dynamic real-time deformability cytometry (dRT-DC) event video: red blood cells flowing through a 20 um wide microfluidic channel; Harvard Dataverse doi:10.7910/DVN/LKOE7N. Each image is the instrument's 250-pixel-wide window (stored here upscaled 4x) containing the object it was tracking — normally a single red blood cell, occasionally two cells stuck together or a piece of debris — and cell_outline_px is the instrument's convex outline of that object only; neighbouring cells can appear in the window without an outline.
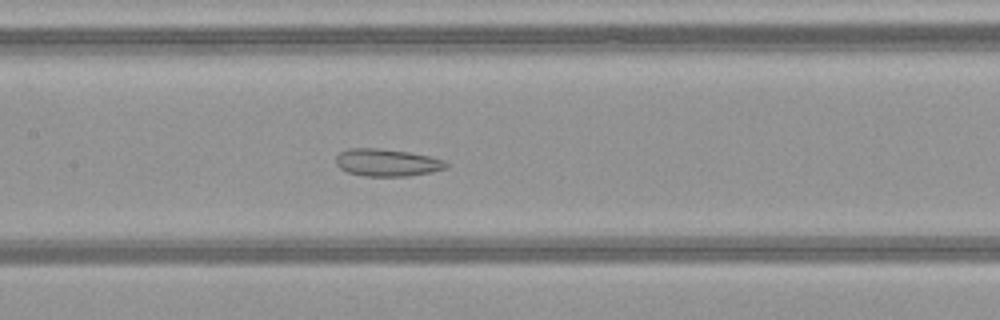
{"species": "common noctule bat (a hibernating species)", "species_latin": "Nyctalus noctula", "temperature_condition": "warm", "stored_images_in_passage": 52, "camera_frame_rate_fps": 3000, "um_per_image_px": 0.085, "animal": {"sex": "female", "body_mass_g": 21.9}, "frame": {"image": 1, "passage_image": 26, "time_ms": 8.333, "image_size_px": [1000, 320], "cell_outline_px": [[448, 168], [408, 176], [364, 176], [348, 172], [340, 168], [336, 164], [336, 156], [340, 152], [348, 148], [380, 148], [408, 152], [428, 156], [444, 160], [448, 164]], "centroid_in_image_um": [32.87, 13.81], "position_along_channel_um": 174.5, "area_um2": 17.51}}
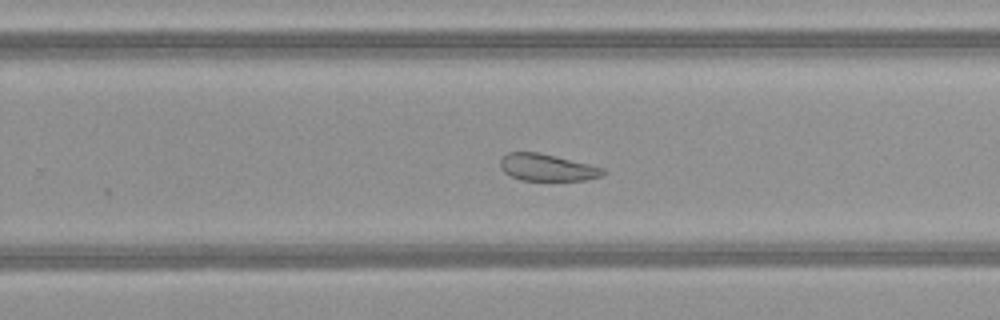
{"frame": {"image": 2, "passage_image": 34, "time_ms": 11.0, "image_size_px": [1000, 320], "cell_outline_px": [[604, 172], [600, 176], [588, 180], [520, 180], [504, 172], [500, 168], [500, 160], [508, 152], [540, 152], [604, 168]], "centroid_in_image_um": [46.47, 14.23], "position_along_channel_um": 283.3, "area_um2": 16.01}}
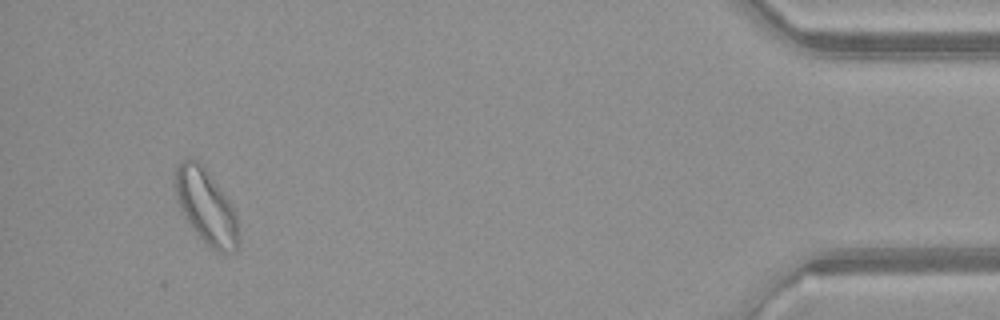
{"frame": {"image": 3, "passage_image": 49, "time_ms": 16.0, "image_size_px": [1000, 320], "cell_outline_px": [[240, 240], [236, 248], [232, 252], [216, 252], [196, 232], [184, 216], [180, 208], [176, 196], [172, 172], [180, 160], [188, 156], [200, 160], [228, 200], [236, 212]], "centroid_in_image_um": [17.48, 17.48], "position_along_channel_um": 417.7, "area_um2": 27.8}, "authors_computed_cell_mechanics": {"area_um2": 24.3627, "velocity_mm_per_s": 4.0981, "shape_relaxation_time_tau1_ms": null, "shape_relaxation_time_tau2_ms": 3.1936, "deformation_change_tau1": null, "deformation_change_tau2": 0.095}}